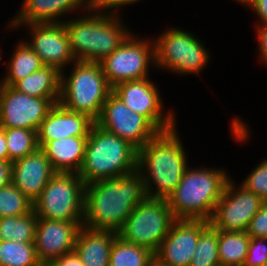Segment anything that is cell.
<instances>
[{
    "label": "cell",
    "mask_w": 267,
    "mask_h": 266,
    "mask_svg": "<svg viewBox=\"0 0 267 266\" xmlns=\"http://www.w3.org/2000/svg\"><path fill=\"white\" fill-rule=\"evenodd\" d=\"M232 177L226 183L209 223L226 232L246 231L249 222L260 210L263 200Z\"/></svg>",
    "instance_id": "obj_13"
},
{
    "label": "cell",
    "mask_w": 267,
    "mask_h": 266,
    "mask_svg": "<svg viewBox=\"0 0 267 266\" xmlns=\"http://www.w3.org/2000/svg\"><path fill=\"white\" fill-rule=\"evenodd\" d=\"M91 4L90 0H22L19 9L9 20L11 25L63 23L69 19L68 15L82 14Z\"/></svg>",
    "instance_id": "obj_18"
},
{
    "label": "cell",
    "mask_w": 267,
    "mask_h": 266,
    "mask_svg": "<svg viewBox=\"0 0 267 266\" xmlns=\"http://www.w3.org/2000/svg\"><path fill=\"white\" fill-rule=\"evenodd\" d=\"M76 16L63 23L77 61L101 62L132 33L125 16L99 11L93 4Z\"/></svg>",
    "instance_id": "obj_3"
},
{
    "label": "cell",
    "mask_w": 267,
    "mask_h": 266,
    "mask_svg": "<svg viewBox=\"0 0 267 266\" xmlns=\"http://www.w3.org/2000/svg\"><path fill=\"white\" fill-rule=\"evenodd\" d=\"M5 138L9 160L12 162L32 154L39 148L37 131L34 130L8 128L5 129Z\"/></svg>",
    "instance_id": "obj_29"
},
{
    "label": "cell",
    "mask_w": 267,
    "mask_h": 266,
    "mask_svg": "<svg viewBox=\"0 0 267 266\" xmlns=\"http://www.w3.org/2000/svg\"><path fill=\"white\" fill-rule=\"evenodd\" d=\"M117 234L113 230L82 227L74 250L85 266H109L110 251Z\"/></svg>",
    "instance_id": "obj_22"
},
{
    "label": "cell",
    "mask_w": 267,
    "mask_h": 266,
    "mask_svg": "<svg viewBox=\"0 0 267 266\" xmlns=\"http://www.w3.org/2000/svg\"><path fill=\"white\" fill-rule=\"evenodd\" d=\"M236 1L238 4H241L240 6L242 7V5L244 7L247 8V6L250 4L251 0H233Z\"/></svg>",
    "instance_id": "obj_41"
},
{
    "label": "cell",
    "mask_w": 267,
    "mask_h": 266,
    "mask_svg": "<svg viewBox=\"0 0 267 266\" xmlns=\"http://www.w3.org/2000/svg\"><path fill=\"white\" fill-rule=\"evenodd\" d=\"M250 239L246 231L226 232L218 230L220 266H243Z\"/></svg>",
    "instance_id": "obj_25"
},
{
    "label": "cell",
    "mask_w": 267,
    "mask_h": 266,
    "mask_svg": "<svg viewBox=\"0 0 267 266\" xmlns=\"http://www.w3.org/2000/svg\"><path fill=\"white\" fill-rule=\"evenodd\" d=\"M95 123L127 140L136 149L143 147L159 132L144 116L131 111L113 92L108 95Z\"/></svg>",
    "instance_id": "obj_14"
},
{
    "label": "cell",
    "mask_w": 267,
    "mask_h": 266,
    "mask_svg": "<svg viewBox=\"0 0 267 266\" xmlns=\"http://www.w3.org/2000/svg\"><path fill=\"white\" fill-rule=\"evenodd\" d=\"M48 266H85L75 250L54 259Z\"/></svg>",
    "instance_id": "obj_38"
},
{
    "label": "cell",
    "mask_w": 267,
    "mask_h": 266,
    "mask_svg": "<svg viewBox=\"0 0 267 266\" xmlns=\"http://www.w3.org/2000/svg\"><path fill=\"white\" fill-rule=\"evenodd\" d=\"M203 219H176L154 254L159 266H189L201 232L209 225Z\"/></svg>",
    "instance_id": "obj_16"
},
{
    "label": "cell",
    "mask_w": 267,
    "mask_h": 266,
    "mask_svg": "<svg viewBox=\"0 0 267 266\" xmlns=\"http://www.w3.org/2000/svg\"><path fill=\"white\" fill-rule=\"evenodd\" d=\"M175 220L167 200L146 197L135 206L118 235L155 254Z\"/></svg>",
    "instance_id": "obj_10"
},
{
    "label": "cell",
    "mask_w": 267,
    "mask_h": 266,
    "mask_svg": "<svg viewBox=\"0 0 267 266\" xmlns=\"http://www.w3.org/2000/svg\"><path fill=\"white\" fill-rule=\"evenodd\" d=\"M142 0H94L92 4L99 10L110 14L124 15L121 14V10L124 7L136 5ZM122 7V8H121Z\"/></svg>",
    "instance_id": "obj_35"
},
{
    "label": "cell",
    "mask_w": 267,
    "mask_h": 266,
    "mask_svg": "<svg viewBox=\"0 0 267 266\" xmlns=\"http://www.w3.org/2000/svg\"><path fill=\"white\" fill-rule=\"evenodd\" d=\"M85 183L78 173L56 172L33 202L38 218L83 221Z\"/></svg>",
    "instance_id": "obj_8"
},
{
    "label": "cell",
    "mask_w": 267,
    "mask_h": 266,
    "mask_svg": "<svg viewBox=\"0 0 267 266\" xmlns=\"http://www.w3.org/2000/svg\"><path fill=\"white\" fill-rule=\"evenodd\" d=\"M1 46V45H0ZM3 53V51H2V49L0 48V61H1V56H3L4 57V55L2 54Z\"/></svg>",
    "instance_id": "obj_42"
},
{
    "label": "cell",
    "mask_w": 267,
    "mask_h": 266,
    "mask_svg": "<svg viewBox=\"0 0 267 266\" xmlns=\"http://www.w3.org/2000/svg\"><path fill=\"white\" fill-rule=\"evenodd\" d=\"M12 166L10 160L0 161V188L12 183Z\"/></svg>",
    "instance_id": "obj_39"
},
{
    "label": "cell",
    "mask_w": 267,
    "mask_h": 266,
    "mask_svg": "<svg viewBox=\"0 0 267 266\" xmlns=\"http://www.w3.org/2000/svg\"><path fill=\"white\" fill-rule=\"evenodd\" d=\"M177 126L158 132L138 149L137 170L148 198L168 200L191 164Z\"/></svg>",
    "instance_id": "obj_2"
},
{
    "label": "cell",
    "mask_w": 267,
    "mask_h": 266,
    "mask_svg": "<svg viewBox=\"0 0 267 266\" xmlns=\"http://www.w3.org/2000/svg\"><path fill=\"white\" fill-rule=\"evenodd\" d=\"M38 216L34 211L16 217L0 218V240L34 242Z\"/></svg>",
    "instance_id": "obj_27"
},
{
    "label": "cell",
    "mask_w": 267,
    "mask_h": 266,
    "mask_svg": "<svg viewBox=\"0 0 267 266\" xmlns=\"http://www.w3.org/2000/svg\"><path fill=\"white\" fill-rule=\"evenodd\" d=\"M15 42V47L11 51V57L6 62L5 73L0 79V84L13 86L18 80H21L31 73L38 71L45 66L40 57L33 51L27 42L20 37V40Z\"/></svg>",
    "instance_id": "obj_24"
},
{
    "label": "cell",
    "mask_w": 267,
    "mask_h": 266,
    "mask_svg": "<svg viewBox=\"0 0 267 266\" xmlns=\"http://www.w3.org/2000/svg\"><path fill=\"white\" fill-rule=\"evenodd\" d=\"M88 137H65L45 143V153L56 172L79 173L85 156Z\"/></svg>",
    "instance_id": "obj_21"
},
{
    "label": "cell",
    "mask_w": 267,
    "mask_h": 266,
    "mask_svg": "<svg viewBox=\"0 0 267 266\" xmlns=\"http://www.w3.org/2000/svg\"><path fill=\"white\" fill-rule=\"evenodd\" d=\"M12 87L29 96L49 98L57 104L61 93V72L55 67L43 66L38 71L18 80Z\"/></svg>",
    "instance_id": "obj_23"
},
{
    "label": "cell",
    "mask_w": 267,
    "mask_h": 266,
    "mask_svg": "<svg viewBox=\"0 0 267 266\" xmlns=\"http://www.w3.org/2000/svg\"><path fill=\"white\" fill-rule=\"evenodd\" d=\"M95 121L87 114L74 112L57 103L48 112L37 131L38 147L65 137H88Z\"/></svg>",
    "instance_id": "obj_19"
},
{
    "label": "cell",
    "mask_w": 267,
    "mask_h": 266,
    "mask_svg": "<svg viewBox=\"0 0 267 266\" xmlns=\"http://www.w3.org/2000/svg\"><path fill=\"white\" fill-rule=\"evenodd\" d=\"M33 211V202L15 185L8 184L0 188V218L16 217Z\"/></svg>",
    "instance_id": "obj_31"
},
{
    "label": "cell",
    "mask_w": 267,
    "mask_h": 266,
    "mask_svg": "<svg viewBox=\"0 0 267 266\" xmlns=\"http://www.w3.org/2000/svg\"><path fill=\"white\" fill-rule=\"evenodd\" d=\"M137 159L138 149L94 123L78 175L85 184L117 178L137 170Z\"/></svg>",
    "instance_id": "obj_5"
},
{
    "label": "cell",
    "mask_w": 267,
    "mask_h": 266,
    "mask_svg": "<svg viewBox=\"0 0 267 266\" xmlns=\"http://www.w3.org/2000/svg\"><path fill=\"white\" fill-rule=\"evenodd\" d=\"M147 38L133 31L117 49L99 62L112 88L121 82L149 78V70L153 68L156 72L153 36L152 39Z\"/></svg>",
    "instance_id": "obj_9"
},
{
    "label": "cell",
    "mask_w": 267,
    "mask_h": 266,
    "mask_svg": "<svg viewBox=\"0 0 267 266\" xmlns=\"http://www.w3.org/2000/svg\"><path fill=\"white\" fill-rule=\"evenodd\" d=\"M247 7V10L256 14L254 26L267 24V0H251Z\"/></svg>",
    "instance_id": "obj_37"
},
{
    "label": "cell",
    "mask_w": 267,
    "mask_h": 266,
    "mask_svg": "<svg viewBox=\"0 0 267 266\" xmlns=\"http://www.w3.org/2000/svg\"><path fill=\"white\" fill-rule=\"evenodd\" d=\"M146 197L143 175L138 170L86 184L82 227L118 233Z\"/></svg>",
    "instance_id": "obj_1"
},
{
    "label": "cell",
    "mask_w": 267,
    "mask_h": 266,
    "mask_svg": "<svg viewBox=\"0 0 267 266\" xmlns=\"http://www.w3.org/2000/svg\"><path fill=\"white\" fill-rule=\"evenodd\" d=\"M267 262V238H251L243 266H263Z\"/></svg>",
    "instance_id": "obj_33"
},
{
    "label": "cell",
    "mask_w": 267,
    "mask_h": 266,
    "mask_svg": "<svg viewBox=\"0 0 267 266\" xmlns=\"http://www.w3.org/2000/svg\"><path fill=\"white\" fill-rule=\"evenodd\" d=\"M0 266H42L34 242L0 240Z\"/></svg>",
    "instance_id": "obj_28"
},
{
    "label": "cell",
    "mask_w": 267,
    "mask_h": 266,
    "mask_svg": "<svg viewBox=\"0 0 267 266\" xmlns=\"http://www.w3.org/2000/svg\"><path fill=\"white\" fill-rule=\"evenodd\" d=\"M257 38V50L256 52L258 61L265 67L267 65V24L253 26Z\"/></svg>",
    "instance_id": "obj_36"
},
{
    "label": "cell",
    "mask_w": 267,
    "mask_h": 266,
    "mask_svg": "<svg viewBox=\"0 0 267 266\" xmlns=\"http://www.w3.org/2000/svg\"><path fill=\"white\" fill-rule=\"evenodd\" d=\"M5 160H9V155L5 138V129L0 127V161Z\"/></svg>",
    "instance_id": "obj_40"
},
{
    "label": "cell",
    "mask_w": 267,
    "mask_h": 266,
    "mask_svg": "<svg viewBox=\"0 0 267 266\" xmlns=\"http://www.w3.org/2000/svg\"><path fill=\"white\" fill-rule=\"evenodd\" d=\"M246 233L250 238H267V201L249 222Z\"/></svg>",
    "instance_id": "obj_34"
},
{
    "label": "cell",
    "mask_w": 267,
    "mask_h": 266,
    "mask_svg": "<svg viewBox=\"0 0 267 266\" xmlns=\"http://www.w3.org/2000/svg\"><path fill=\"white\" fill-rule=\"evenodd\" d=\"M230 177L222 166H189L167 200L174 217L209 221Z\"/></svg>",
    "instance_id": "obj_4"
},
{
    "label": "cell",
    "mask_w": 267,
    "mask_h": 266,
    "mask_svg": "<svg viewBox=\"0 0 267 266\" xmlns=\"http://www.w3.org/2000/svg\"><path fill=\"white\" fill-rule=\"evenodd\" d=\"M153 40L158 71L167 70L182 77L199 75L213 57L197 34L180 27H167Z\"/></svg>",
    "instance_id": "obj_7"
},
{
    "label": "cell",
    "mask_w": 267,
    "mask_h": 266,
    "mask_svg": "<svg viewBox=\"0 0 267 266\" xmlns=\"http://www.w3.org/2000/svg\"><path fill=\"white\" fill-rule=\"evenodd\" d=\"M152 80L149 77L121 82L112 88V92L131 111L144 116L159 132L172 129L178 125L177 113L173 107L165 109L159 88Z\"/></svg>",
    "instance_id": "obj_11"
},
{
    "label": "cell",
    "mask_w": 267,
    "mask_h": 266,
    "mask_svg": "<svg viewBox=\"0 0 267 266\" xmlns=\"http://www.w3.org/2000/svg\"><path fill=\"white\" fill-rule=\"evenodd\" d=\"M55 173L45 153L38 148L32 154L13 162L12 184L34 202Z\"/></svg>",
    "instance_id": "obj_20"
},
{
    "label": "cell",
    "mask_w": 267,
    "mask_h": 266,
    "mask_svg": "<svg viewBox=\"0 0 267 266\" xmlns=\"http://www.w3.org/2000/svg\"><path fill=\"white\" fill-rule=\"evenodd\" d=\"M6 30L12 33L25 29L30 35L24 39L40 57L45 66L57 68L60 72L76 62L71 50L69 36L64 23H32L27 25H11L6 22Z\"/></svg>",
    "instance_id": "obj_12"
},
{
    "label": "cell",
    "mask_w": 267,
    "mask_h": 266,
    "mask_svg": "<svg viewBox=\"0 0 267 266\" xmlns=\"http://www.w3.org/2000/svg\"><path fill=\"white\" fill-rule=\"evenodd\" d=\"M189 266H220L218 230L211 224L199 235L194 257Z\"/></svg>",
    "instance_id": "obj_30"
},
{
    "label": "cell",
    "mask_w": 267,
    "mask_h": 266,
    "mask_svg": "<svg viewBox=\"0 0 267 266\" xmlns=\"http://www.w3.org/2000/svg\"><path fill=\"white\" fill-rule=\"evenodd\" d=\"M54 105L49 98L29 96L0 84V127L38 131Z\"/></svg>",
    "instance_id": "obj_15"
},
{
    "label": "cell",
    "mask_w": 267,
    "mask_h": 266,
    "mask_svg": "<svg viewBox=\"0 0 267 266\" xmlns=\"http://www.w3.org/2000/svg\"><path fill=\"white\" fill-rule=\"evenodd\" d=\"M245 180L241 181L240 184L247 190L253 192L263 201H267V159L263 158L262 162L250 171L246 175Z\"/></svg>",
    "instance_id": "obj_32"
},
{
    "label": "cell",
    "mask_w": 267,
    "mask_h": 266,
    "mask_svg": "<svg viewBox=\"0 0 267 266\" xmlns=\"http://www.w3.org/2000/svg\"><path fill=\"white\" fill-rule=\"evenodd\" d=\"M83 221H59L38 218L35 231V248L42 265L75 249L76 238Z\"/></svg>",
    "instance_id": "obj_17"
},
{
    "label": "cell",
    "mask_w": 267,
    "mask_h": 266,
    "mask_svg": "<svg viewBox=\"0 0 267 266\" xmlns=\"http://www.w3.org/2000/svg\"><path fill=\"white\" fill-rule=\"evenodd\" d=\"M154 253L125 241L118 234L110 251L109 266H153Z\"/></svg>",
    "instance_id": "obj_26"
},
{
    "label": "cell",
    "mask_w": 267,
    "mask_h": 266,
    "mask_svg": "<svg viewBox=\"0 0 267 266\" xmlns=\"http://www.w3.org/2000/svg\"><path fill=\"white\" fill-rule=\"evenodd\" d=\"M69 67L61 72L59 103L70 111L87 114L96 121L112 87L100 63L76 61Z\"/></svg>",
    "instance_id": "obj_6"
}]
</instances>
